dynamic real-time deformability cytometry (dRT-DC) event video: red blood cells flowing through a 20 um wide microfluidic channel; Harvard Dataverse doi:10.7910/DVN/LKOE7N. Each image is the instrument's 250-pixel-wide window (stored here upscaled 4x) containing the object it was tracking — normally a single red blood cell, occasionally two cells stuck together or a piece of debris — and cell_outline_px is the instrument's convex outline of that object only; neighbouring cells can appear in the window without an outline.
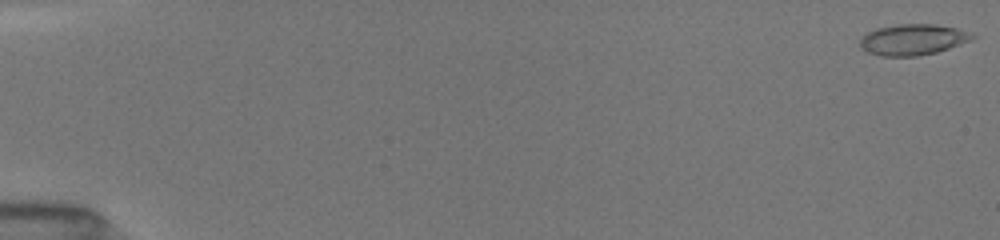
{"species": "common noctule bat (a hibernating species)", "species_latin": "Nyctalus noctula", "temperature_condition": "room temperature", "stored_images_in_passage": 51, "camera_frame_rate_fps": 3000, "um_per_image_px": 0.085, "animal": {"sex": "female", "body_mass_g": 19.5, "forearm_length_mm": 54.1}, "frame": {"image": 1, "passage_image": 1, "time_ms": 0.0, "image_size_px": [1000, 240], "cell_outline_px": [[976, 36], [972, 40], [936, 52], [916, 56], [880, 56], [868, 52], [860, 48], [860, 40], [868, 32], [876, 28], [900, 24], [936, 24], [956, 28]], "centroid_in_image_um": [77.57, 3.37], "position_along_channel_um": 7.4, "area_um2": 20.06}}
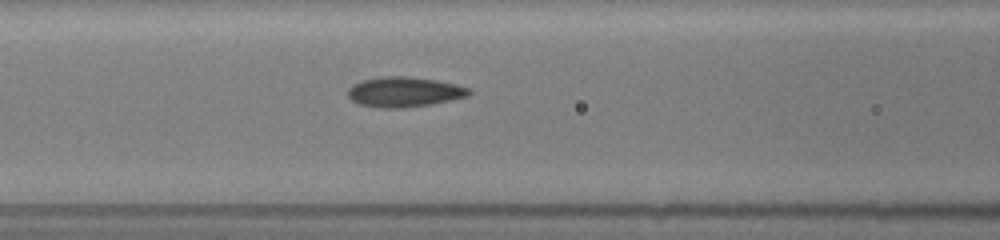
{"frame": {"image": 2, "passage_image": 23, "time_ms": 7.333, "image_size_px": [1000, 240], "cell_outline_px": [[472, 92], [468, 96], [452, 100], [432, 104], [400, 108], [380, 108], [360, 104], [352, 100], [348, 96], [348, 88], [352, 84], [364, 80], [380, 76], [404, 76], [436, 80], [456, 84], [468, 88]], "centroid_in_image_um": [34.36, 7.81], "position_along_channel_um": 132.2, "area_um2": 21.21}}
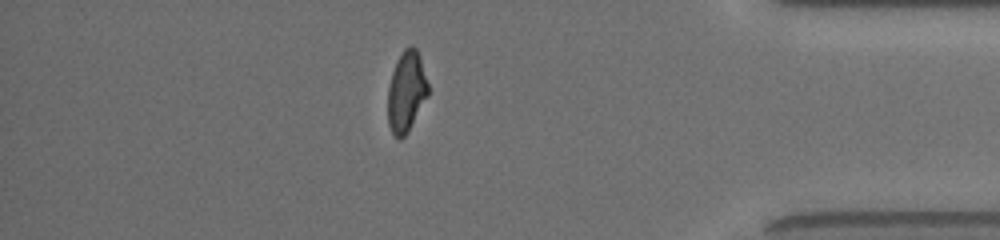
{"frame": {"image": 3, "passage_image": 45, "time_ms": 14.667, "image_size_px": [1000, 240], "cell_outline_px": [[428, 96], [408, 132], [400, 140], [396, 140], [388, 124], [388, 88], [392, 72], [396, 60], [404, 48], [412, 44], [416, 48], [420, 56], [428, 84]], "centroid_in_image_um": [34.54, 7.79], "position_along_channel_um": 400.7, "area_um2": 19.13}, "authors_computed_cell_mechanics": {"area_um2": 20.1144, "velocity_mm_per_s": 4.0566, "shape_relaxation_time_tau1_ms": 9.2667, "shape_relaxation_time_tau2_ms": 1.7238, "deformation_change_tau1": 0.2062, "deformation_change_tau2": 0.0637}}